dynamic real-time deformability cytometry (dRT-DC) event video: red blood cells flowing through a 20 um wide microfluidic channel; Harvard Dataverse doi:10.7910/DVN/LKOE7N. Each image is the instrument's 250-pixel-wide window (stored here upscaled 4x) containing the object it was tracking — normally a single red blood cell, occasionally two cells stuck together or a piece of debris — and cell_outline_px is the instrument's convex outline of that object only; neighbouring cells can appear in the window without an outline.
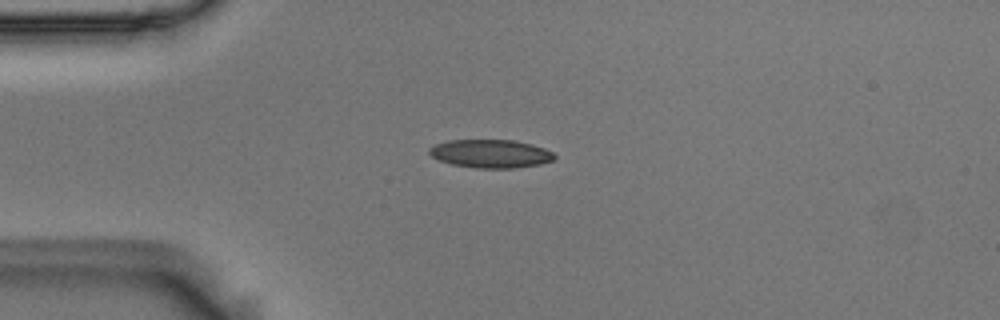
{"species": "Egyptian fruit bat (a non-hibernating species)", "species_latin": "Rousettus aegyptiacus", "temperature_condition": "room temperature", "stored_images_in_passage": 10, "camera_frame_rate_fps": 3000, "um_per_image_px": 0.085, "animal": {"sex": "male"}, "frame": {"image": 1, "passage_image": 3, "time_ms": 0.667, "image_size_px": [1000, 320], "cell_outline_px": [[556, 156], [552, 160], [540, 164], [516, 168], [476, 168], [452, 164], [440, 160], [432, 156], [428, 152], [428, 148], [436, 144], [448, 140], [512, 140], [532, 144], [544, 148], [552, 152]], "centroid_in_image_um": [41.7, 13.06], "position_along_channel_um": 43.3, "area_um2": 20.58}}
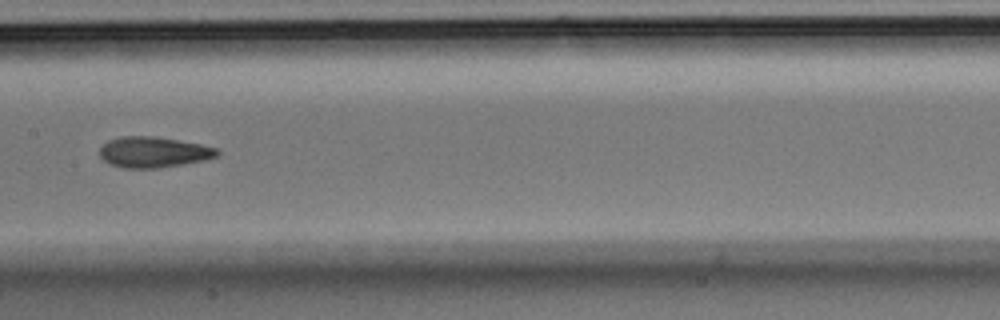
{"frame": {"image": 2, "passage_image": 7, "time_ms": 2.0, "image_size_px": [1000, 320], "cell_outline_px": [[220, 152], [216, 156], [204, 160], [160, 168], [124, 168], [112, 164], [104, 160], [100, 156], [100, 148], [108, 140], [120, 136], [156, 136], [200, 144], [216, 148]], "centroid_in_image_um": [13.03, 12.92], "position_along_channel_um": 194.4, "area_um2": 20.92}}
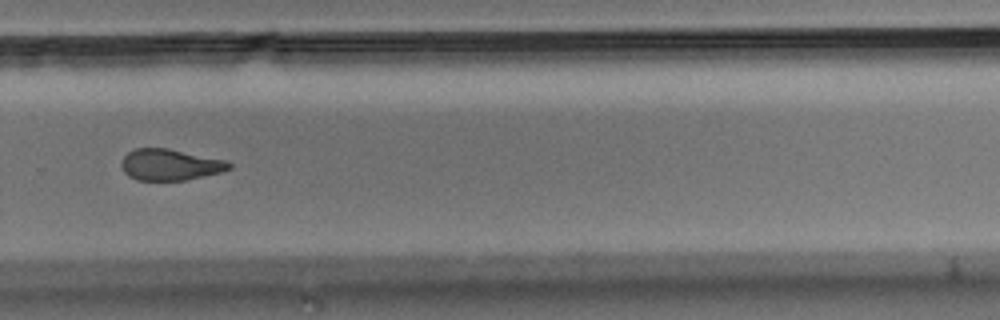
{"frame": {"image": 3, "passage_image": 10, "time_ms": 3.0, "image_size_px": [1000, 320], "cell_outline_px": [[232, 168], [220, 172], [184, 180], [136, 180], [128, 176], [124, 172], [120, 164], [124, 156], [128, 152], [136, 148], [168, 148], [224, 160], [232, 164]], "centroid_in_image_um": [14.41, 14.0], "position_along_channel_um": 315.4, "area_um2": 19.48}}